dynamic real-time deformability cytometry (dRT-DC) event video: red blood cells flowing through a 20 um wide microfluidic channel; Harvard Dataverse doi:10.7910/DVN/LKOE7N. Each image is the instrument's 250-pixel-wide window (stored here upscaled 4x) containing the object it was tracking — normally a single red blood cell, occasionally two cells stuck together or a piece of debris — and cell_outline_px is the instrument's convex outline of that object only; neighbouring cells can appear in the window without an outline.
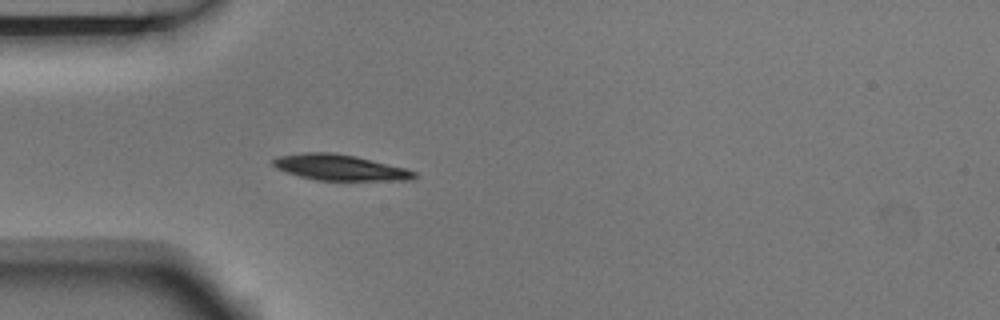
{"species": "Egyptian fruit bat (a non-hibernating species)", "species_latin": "Rousettus aegyptiacus", "temperature_condition": "room temperature", "stored_images_in_passage": 4, "camera_frame_rate_fps": 3000, "um_per_image_px": 0.085, "animal": {"sex": "male"}, "frame": {"image": 1, "passage_image": 4, "time_ms": 1.0, "image_size_px": [1000, 320], "cell_outline_px": [[420, 176], [412, 180], [316, 180], [300, 176], [276, 168], [272, 164], [272, 160], [280, 156], [304, 152], [332, 152], [356, 156], [404, 168], [416, 172]], "centroid_in_image_um": [28.91, 14.23], "position_along_channel_um": 56.1, "area_um2": 21.1}}